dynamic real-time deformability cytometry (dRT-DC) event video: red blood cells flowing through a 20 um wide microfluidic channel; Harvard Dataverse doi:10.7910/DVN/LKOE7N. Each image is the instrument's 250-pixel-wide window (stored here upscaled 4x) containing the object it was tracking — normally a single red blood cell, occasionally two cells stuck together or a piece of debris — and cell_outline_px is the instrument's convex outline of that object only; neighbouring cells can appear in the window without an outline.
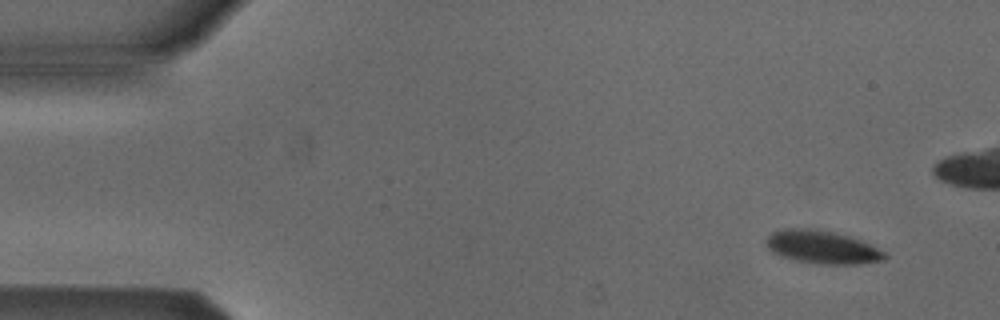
{"species": "Egyptian fruit bat (a non-hibernating species)", "species_latin": "Rousettus aegyptiacus", "temperature_condition": "cold", "stored_images_in_passage": 4, "camera_frame_rate_fps": 3000, "um_per_image_px": 0.085, "animal": {"sex": "male"}, "frame": {"image": 1, "passage_image": 1, "time_ms": 0.0, "image_size_px": [1000, 320], "cell_outline_px": [[888, 256], [884, 260], [860, 264], [820, 264], [792, 260], [780, 256], [772, 252], [764, 244], [764, 240], [772, 232], [784, 228], [808, 228], [832, 232], [848, 236], [860, 240], [884, 252]], "centroid_in_image_um": [69.82, 21.01], "position_along_channel_um": 15.2, "area_um2": 22.89}}